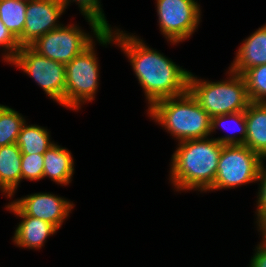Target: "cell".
Instances as JSON below:
<instances>
[{"mask_svg":"<svg viewBox=\"0 0 266 267\" xmlns=\"http://www.w3.org/2000/svg\"><path fill=\"white\" fill-rule=\"evenodd\" d=\"M115 27V28H114ZM115 47L128 58L150 108L155 102L182 95L188 91L189 70L180 67L164 53L145 43L136 33L113 26Z\"/></svg>","mask_w":266,"mask_h":267,"instance_id":"obj_1","label":"cell"},{"mask_svg":"<svg viewBox=\"0 0 266 267\" xmlns=\"http://www.w3.org/2000/svg\"><path fill=\"white\" fill-rule=\"evenodd\" d=\"M176 144L169 163L172 189L176 193H207L214 184L223 144L210 136Z\"/></svg>","mask_w":266,"mask_h":267,"instance_id":"obj_2","label":"cell"},{"mask_svg":"<svg viewBox=\"0 0 266 267\" xmlns=\"http://www.w3.org/2000/svg\"><path fill=\"white\" fill-rule=\"evenodd\" d=\"M145 113L177 143L210 136L211 117L189 91L159 100Z\"/></svg>","mask_w":266,"mask_h":267,"instance_id":"obj_3","label":"cell"},{"mask_svg":"<svg viewBox=\"0 0 266 267\" xmlns=\"http://www.w3.org/2000/svg\"><path fill=\"white\" fill-rule=\"evenodd\" d=\"M98 43L105 48L115 45L113 32L104 30L87 48L65 65V108L67 110L78 112L82 110L81 106L92 103L96 98L101 69L95 47Z\"/></svg>","mask_w":266,"mask_h":267,"instance_id":"obj_4","label":"cell"},{"mask_svg":"<svg viewBox=\"0 0 266 267\" xmlns=\"http://www.w3.org/2000/svg\"><path fill=\"white\" fill-rule=\"evenodd\" d=\"M225 73L218 81L189 75L188 91L211 118L245 111L250 103L244 77L230 69Z\"/></svg>","mask_w":266,"mask_h":267,"instance_id":"obj_5","label":"cell"},{"mask_svg":"<svg viewBox=\"0 0 266 267\" xmlns=\"http://www.w3.org/2000/svg\"><path fill=\"white\" fill-rule=\"evenodd\" d=\"M263 161L245 145H223L214 184L207 192L256 184Z\"/></svg>","mask_w":266,"mask_h":267,"instance_id":"obj_6","label":"cell"},{"mask_svg":"<svg viewBox=\"0 0 266 267\" xmlns=\"http://www.w3.org/2000/svg\"><path fill=\"white\" fill-rule=\"evenodd\" d=\"M7 64L22 70L50 100L65 108V64L39 55L30 46H21Z\"/></svg>","mask_w":266,"mask_h":267,"instance_id":"obj_7","label":"cell"},{"mask_svg":"<svg viewBox=\"0 0 266 267\" xmlns=\"http://www.w3.org/2000/svg\"><path fill=\"white\" fill-rule=\"evenodd\" d=\"M198 0H155L159 31L170 45L185 42L202 22Z\"/></svg>","mask_w":266,"mask_h":267,"instance_id":"obj_8","label":"cell"},{"mask_svg":"<svg viewBox=\"0 0 266 267\" xmlns=\"http://www.w3.org/2000/svg\"><path fill=\"white\" fill-rule=\"evenodd\" d=\"M82 28L77 22L63 24L39 37L30 47L39 55L66 65L103 32L90 33Z\"/></svg>","mask_w":266,"mask_h":267,"instance_id":"obj_9","label":"cell"},{"mask_svg":"<svg viewBox=\"0 0 266 267\" xmlns=\"http://www.w3.org/2000/svg\"><path fill=\"white\" fill-rule=\"evenodd\" d=\"M23 214L45 220L58 230L70 217L75 204L52 192L31 193L11 201Z\"/></svg>","mask_w":266,"mask_h":267,"instance_id":"obj_10","label":"cell"},{"mask_svg":"<svg viewBox=\"0 0 266 267\" xmlns=\"http://www.w3.org/2000/svg\"><path fill=\"white\" fill-rule=\"evenodd\" d=\"M66 8L60 0H30L26 7V20L20 46H30L39 37L63 25L59 21Z\"/></svg>","mask_w":266,"mask_h":267,"instance_id":"obj_11","label":"cell"},{"mask_svg":"<svg viewBox=\"0 0 266 267\" xmlns=\"http://www.w3.org/2000/svg\"><path fill=\"white\" fill-rule=\"evenodd\" d=\"M4 208L22 219L18 222L12 236L13 245L18 248L40 250L44 248L47 239L54 236L58 229L51 223L23 214L11 201Z\"/></svg>","mask_w":266,"mask_h":267,"instance_id":"obj_12","label":"cell"},{"mask_svg":"<svg viewBox=\"0 0 266 267\" xmlns=\"http://www.w3.org/2000/svg\"><path fill=\"white\" fill-rule=\"evenodd\" d=\"M241 42L228 69L242 75L247 69L266 64V23Z\"/></svg>","mask_w":266,"mask_h":267,"instance_id":"obj_13","label":"cell"},{"mask_svg":"<svg viewBox=\"0 0 266 267\" xmlns=\"http://www.w3.org/2000/svg\"><path fill=\"white\" fill-rule=\"evenodd\" d=\"M43 156V179L49 178L57 185L68 186L75 173V160L71 151L56 142Z\"/></svg>","mask_w":266,"mask_h":267,"instance_id":"obj_14","label":"cell"},{"mask_svg":"<svg viewBox=\"0 0 266 267\" xmlns=\"http://www.w3.org/2000/svg\"><path fill=\"white\" fill-rule=\"evenodd\" d=\"M22 153L16 143L0 147V192L13 199L21 184Z\"/></svg>","mask_w":266,"mask_h":267,"instance_id":"obj_15","label":"cell"},{"mask_svg":"<svg viewBox=\"0 0 266 267\" xmlns=\"http://www.w3.org/2000/svg\"><path fill=\"white\" fill-rule=\"evenodd\" d=\"M245 118L247 136L244 145L266 160V102H250Z\"/></svg>","mask_w":266,"mask_h":267,"instance_id":"obj_16","label":"cell"},{"mask_svg":"<svg viewBox=\"0 0 266 267\" xmlns=\"http://www.w3.org/2000/svg\"><path fill=\"white\" fill-rule=\"evenodd\" d=\"M228 122L230 125L233 124V126H230ZM220 128L227 132L232 131V133L215 138L221 144L244 145L247 136L245 111L212 117L210 137L213 138L217 133L216 130H219Z\"/></svg>","mask_w":266,"mask_h":267,"instance_id":"obj_17","label":"cell"},{"mask_svg":"<svg viewBox=\"0 0 266 267\" xmlns=\"http://www.w3.org/2000/svg\"><path fill=\"white\" fill-rule=\"evenodd\" d=\"M47 127L36 124H23L17 137L16 145L22 154H42L55 144Z\"/></svg>","mask_w":266,"mask_h":267,"instance_id":"obj_18","label":"cell"},{"mask_svg":"<svg viewBox=\"0 0 266 267\" xmlns=\"http://www.w3.org/2000/svg\"><path fill=\"white\" fill-rule=\"evenodd\" d=\"M27 2L0 0V20L18 40L24 31Z\"/></svg>","mask_w":266,"mask_h":267,"instance_id":"obj_19","label":"cell"},{"mask_svg":"<svg viewBox=\"0 0 266 267\" xmlns=\"http://www.w3.org/2000/svg\"><path fill=\"white\" fill-rule=\"evenodd\" d=\"M68 9V6L75 3L78 5L80 14L88 22L91 31L112 30L111 24L108 23L105 16L101 0H60Z\"/></svg>","mask_w":266,"mask_h":267,"instance_id":"obj_20","label":"cell"},{"mask_svg":"<svg viewBox=\"0 0 266 267\" xmlns=\"http://www.w3.org/2000/svg\"><path fill=\"white\" fill-rule=\"evenodd\" d=\"M26 116L12 107L0 104V147L16 143Z\"/></svg>","mask_w":266,"mask_h":267,"instance_id":"obj_21","label":"cell"},{"mask_svg":"<svg viewBox=\"0 0 266 267\" xmlns=\"http://www.w3.org/2000/svg\"><path fill=\"white\" fill-rule=\"evenodd\" d=\"M242 76L250 102H266V64L247 69Z\"/></svg>","mask_w":266,"mask_h":267,"instance_id":"obj_22","label":"cell"},{"mask_svg":"<svg viewBox=\"0 0 266 267\" xmlns=\"http://www.w3.org/2000/svg\"><path fill=\"white\" fill-rule=\"evenodd\" d=\"M44 156L42 154H22L21 182L43 180Z\"/></svg>","mask_w":266,"mask_h":267,"instance_id":"obj_23","label":"cell"},{"mask_svg":"<svg viewBox=\"0 0 266 267\" xmlns=\"http://www.w3.org/2000/svg\"><path fill=\"white\" fill-rule=\"evenodd\" d=\"M18 40L10 33L0 20V55L8 63L20 50Z\"/></svg>","mask_w":266,"mask_h":267,"instance_id":"obj_24","label":"cell"},{"mask_svg":"<svg viewBox=\"0 0 266 267\" xmlns=\"http://www.w3.org/2000/svg\"><path fill=\"white\" fill-rule=\"evenodd\" d=\"M266 163L265 160L262 162V165L259 170L258 175V192H256V205L255 207V219L256 220L261 214L266 213Z\"/></svg>","mask_w":266,"mask_h":267,"instance_id":"obj_25","label":"cell"},{"mask_svg":"<svg viewBox=\"0 0 266 267\" xmlns=\"http://www.w3.org/2000/svg\"><path fill=\"white\" fill-rule=\"evenodd\" d=\"M247 267H266V244L258 242Z\"/></svg>","mask_w":266,"mask_h":267,"instance_id":"obj_26","label":"cell"},{"mask_svg":"<svg viewBox=\"0 0 266 267\" xmlns=\"http://www.w3.org/2000/svg\"><path fill=\"white\" fill-rule=\"evenodd\" d=\"M256 224V225H255ZM257 232L260 235V243L266 244V213L261 214L254 222Z\"/></svg>","mask_w":266,"mask_h":267,"instance_id":"obj_27","label":"cell"},{"mask_svg":"<svg viewBox=\"0 0 266 267\" xmlns=\"http://www.w3.org/2000/svg\"><path fill=\"white\" fill-rule=\"evenodd\" d=\"M15 1L28 2L30 0H15Z\"/></svg>","mask_w":266,"mask_h":267,"instance_id":"obj_28","label":"cell"}]
</instances>
